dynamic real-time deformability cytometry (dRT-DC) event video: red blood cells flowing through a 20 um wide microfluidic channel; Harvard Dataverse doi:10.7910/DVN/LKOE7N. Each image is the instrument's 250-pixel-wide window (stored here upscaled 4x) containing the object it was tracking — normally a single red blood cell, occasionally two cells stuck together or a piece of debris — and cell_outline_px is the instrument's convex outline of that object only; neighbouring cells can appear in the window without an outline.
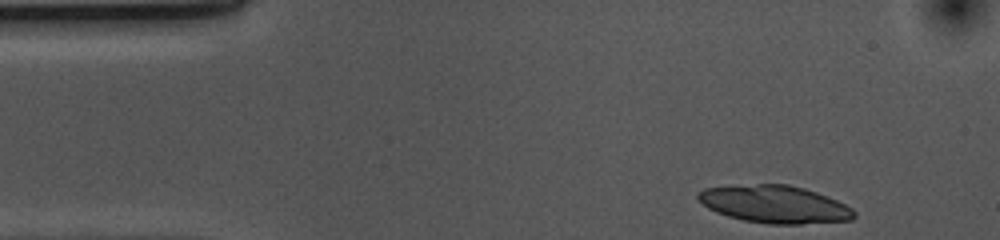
{"species": "common noctule bat (a hibernating species)", "species_latin": "Nyctalus noctula", "temperature_condition": "cold", "stored_images_in_passage": 38, "camera_frame_rate_fps": 3000, "um_per_image_px": 0.085, "animal": {"sex": "female", "body_mass_g": 10.0, "forearm_length_mm": 53.1}, "frame": {"image": 1, "passage_image": 1, "time_ms": 0.0, "image_size_px": [1000, 240], "cell_outline_px": [[856, 216], [852, 220], [800, 224], [768, 224], [744, 220], [728, 216], [716, 212], [708, 208], [696, 196], [696, 192], [704, 188], [756, 184], [788, 184], [804, 188], [816, 192], [836, 200], [852, 208], [856, 212]], "centroid_in_image_um": [65.86, 17.36], "position_along_channel_um": 19.1, "area_um2": 34.04}}